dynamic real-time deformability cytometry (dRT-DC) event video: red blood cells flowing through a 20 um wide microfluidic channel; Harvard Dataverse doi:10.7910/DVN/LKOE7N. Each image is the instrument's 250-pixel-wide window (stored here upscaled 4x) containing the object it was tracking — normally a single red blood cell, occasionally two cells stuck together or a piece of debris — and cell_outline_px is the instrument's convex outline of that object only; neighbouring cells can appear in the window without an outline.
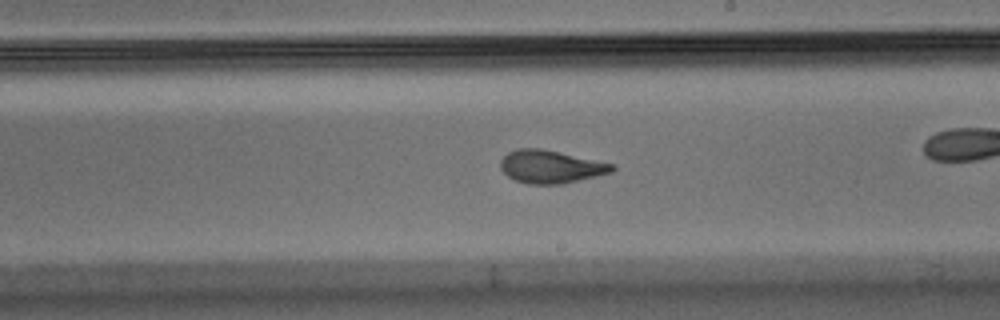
{"species": "Egyptian fruit bat (a non-hibernating species)", "species_latin": "Rousettus aegyptiacus", "temperature_condition": "warm", "stored_images_in_passage": 31, "camera_frame_rate_fps": 3000, "um_per_image_px": 0.085, "animal": {"sex": "male"}, "frame": {"image": 1, "passage_image": 18, "time_ms": 5.667, "image_size_px": [1000, 320], "cell_outline_px": [[616, 168], [612, 172], [596, 176], [560, 184], [528, 184], [516, 180], [508, 176], [500, 168], [500, 160], [508, 152], [516, 148], [540, 148], [616, 164]], "centroid_in_image_um": [46.81, 14.16], "position_along_channel_um": 242.2, "area_um2": 21.39}}